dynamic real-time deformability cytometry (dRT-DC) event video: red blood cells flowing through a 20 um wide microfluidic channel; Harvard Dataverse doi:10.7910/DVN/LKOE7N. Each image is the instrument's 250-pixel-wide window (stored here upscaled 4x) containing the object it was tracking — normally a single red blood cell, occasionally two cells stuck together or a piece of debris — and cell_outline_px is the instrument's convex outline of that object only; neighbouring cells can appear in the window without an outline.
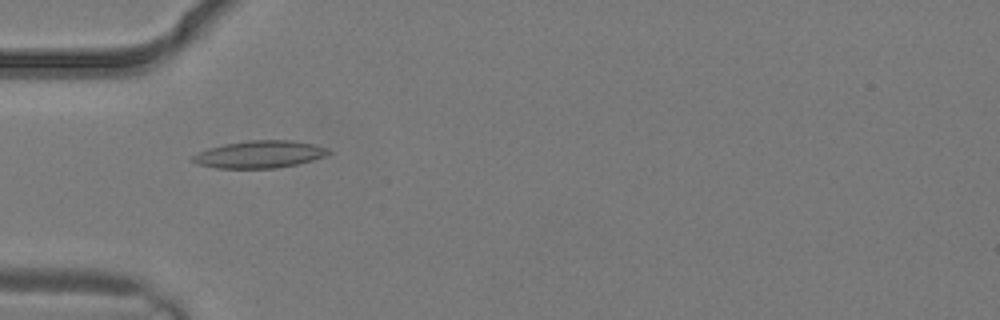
{"species": "common noctule bat (a hibernating species)", "species_latin": "Nyctalus noctula", "temperature_condition": "warm", "stored_images_in_passage": 3, "camera_frame_rate_fps": 3000, "um_per_image_px": 0.085, "animal": {"sex": "male", "body_mass_g": 19.2, "forearm_length_mm": 51.8}, "frame": {"image": 1, "passage_image": 3, "time_ms": 0.667, "image_size_px": [1000, 320], "cell_outline_px": [[332, 152], [324, 156], [312, 160], [296, 164], [276, 168], [216, 168], [196, 164], [188, 160], [192, 156], [208, 148], [224, 144], [248, 140], [292, 140], [312, 144], [328, 148]], "centroid_in_image_um": [22.03, 13.12], "position_along_channel_um": 63.0, "area_um2": 21.62}}